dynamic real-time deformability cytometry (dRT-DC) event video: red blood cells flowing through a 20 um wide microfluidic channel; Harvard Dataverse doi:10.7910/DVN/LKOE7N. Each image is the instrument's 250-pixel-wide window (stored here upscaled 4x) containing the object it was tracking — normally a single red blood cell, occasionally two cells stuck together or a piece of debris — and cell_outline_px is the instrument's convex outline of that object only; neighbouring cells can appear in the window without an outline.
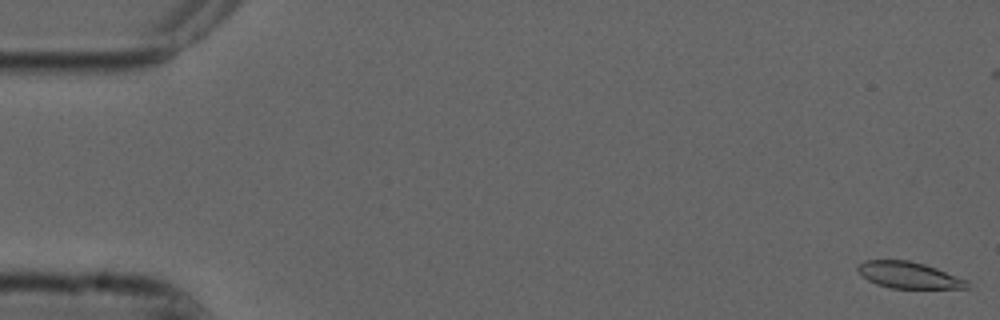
{"species": "common noctule bat (a hibernating species)", "species_latin": "Nyctalus noctula", "temperature_condition": "cold", "stored_images_in_passage": 56, "camera_frame_rate_fps": 3000, "um_per_image_px": 0.085, "animal": {"sex": "male", "forearm_length_mm": 52.5}, "frame": {"image": 1, "passage_image": 1, "time_ms": 0.0, "image_size_px": [1000, 320], "cell_outline_px": [[972, 288], [892, 288], [876, 284], [868, 280], [856, 268], [864, 260], [908, 260], [924, 264], [936, 268], [968, 280], [972, 284]], "centroid_in_image_um": [77.3, 23.39], "position_along_channel_um": 7.7, "area_um2": 16.82}}
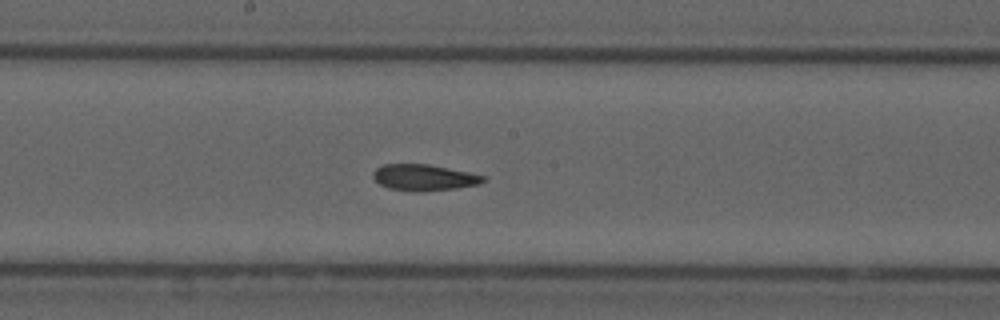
{"frame": {"image": 2, "passage_image": 29, "time_ms": 9.333, "image_size_px": [1000, 320], "cell_outline_px": [[488, 180], [480, 184], [456, 188], [420, 192], [412, 192], [388, 188], [380, 184], [372, 176], [372, 172], [376, 168], [384, 164], [428, 164], [488, 176]], "centroid_in_image_um": [36.07, 15.09], "position_along_channel_um": 212.1, "area_um2": 17.05}}
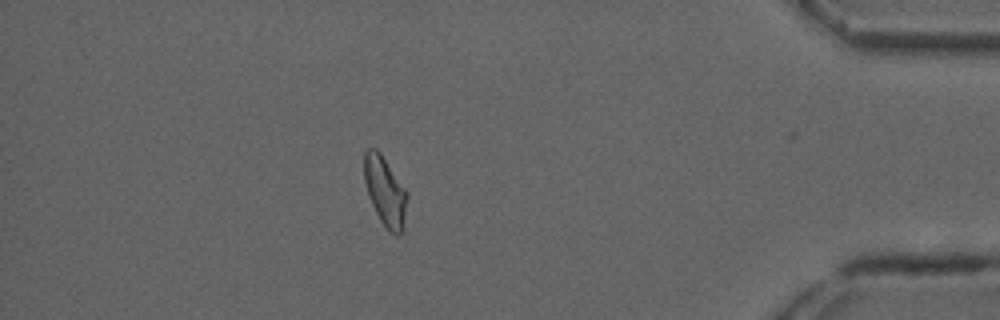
{"frame": {"image": 3, "passage_image": 48, "time_ms": 15.667, "image_size_px": [1000, 320], "cell_outline_px": [[408, 196], [400, 236], [396, 236], [388, 232], [384, 228], [368, 196], [364, 180], [364, 152], [368, 148], [376, 148], [380, 152], [408, 192]], "centroid_in_image_um": [32.72, 16.26], "position_along_channel_um": 402.5, "area_um2": 17.4}, "authors_computed_cell_mechanics": {"area_um2": 17.4267, "velocity_mm_per_s": 3.7289, "shape_relaxation_time_tau1_ms": null, "shape_relaxation_time_tau2_ms": 3.4364, "deformation_change_tau1": null, "deformation_change_tau2": 0.0995}}